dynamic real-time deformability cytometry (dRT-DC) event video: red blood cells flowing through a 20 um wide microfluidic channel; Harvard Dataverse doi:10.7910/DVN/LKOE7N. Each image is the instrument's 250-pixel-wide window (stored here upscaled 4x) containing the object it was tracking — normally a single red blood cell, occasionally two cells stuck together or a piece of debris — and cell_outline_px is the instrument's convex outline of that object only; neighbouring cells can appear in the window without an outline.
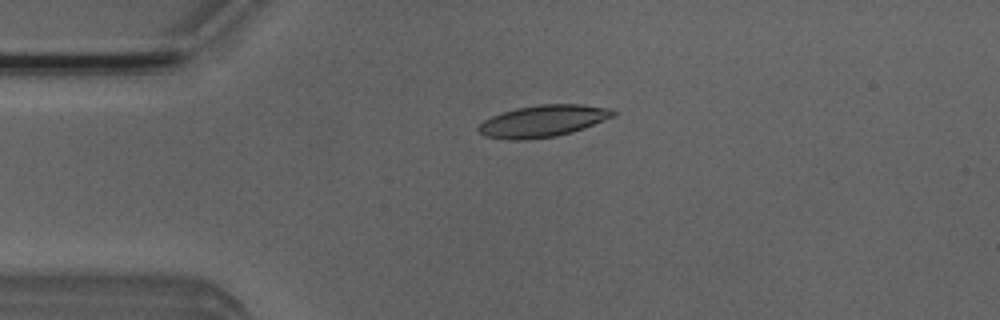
{"species": "Egyptian fruit bat (a non-hibernating species)", "species_latin": "Rousettus aegyptiacus", "temperature_condition": "room temperature", "stored_images_in_passage": 52, "camera_frame_rate_fps": 3000, "um_per_image_px": 0.085, "animal": {"sex": "male"}, "frame": {"image": 1, "passage_image": 12, "time_ms": 3.667, "image_size_px": [1000, 320], "cell_outline_px": [[616, 116], [584, 128], [572, 132], [556, 136], [528, 140], [508, 140], [484, 136], [476, 128], [484, 120], [492, 116], [516, 108], [540, 104], [584, 104], [608, 108], [616, 112]], "centroid_in_image_um": [46.16, 10.29], "position_along_channel_um": 38.8, "area_um2": 25.09}}
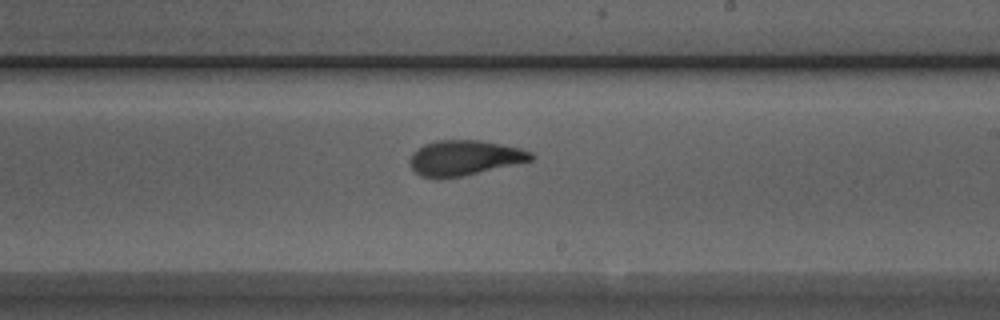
{"frame": {"image": 2, "passage_image": 30, "time_ms": 9.667, "image_size_px": [1000, 320], "cell_outline_px": [[536, 156], [532, 160], [460, 176], [420, 176], [412, 168], [408, 160], [412, 152], [424, 144], [436, 140], [480, 140], [520, 148], [532, 152]], "centroid_in_image_um": [39.47, 13.38], "position_along_channel_um": 249.5, "area_um2": 24.28}}
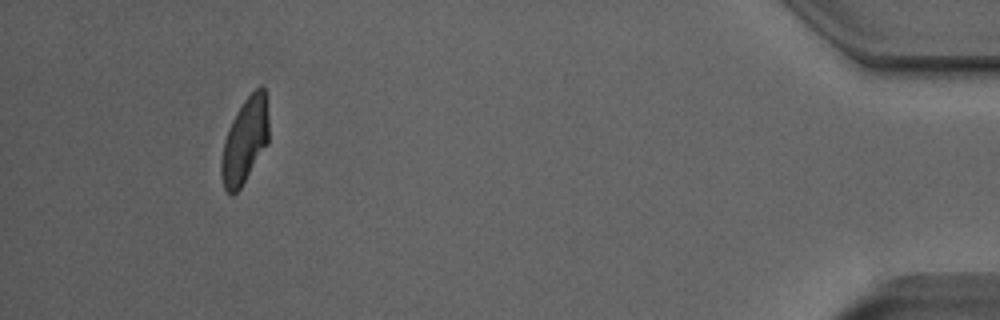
{"frame": {"image": 3, "passage_image": 48, "time_ms": 15.667, "image_size_px": [1000, 320], "cell_outline_px": [[268, 144], [240, 188], [232, 196], [224, 188], [220, 172], [220, 160], [224, 140], [228, 128], [236, 112], [244, 100], [260, 84], [264, 88], [268, 116]], "centroid_in_image_um": [20.8, 11.96], "position_along_channel_um": 414.4, "area_um2": 23.64}, "authors_computed_cell_mechanics": {"area_um2": 24.6228, "velocity_mm_per_s": 3.9651, "shape_relaxation_time_tau1_ms": 4.6406, "shape_relaxation_time_tau2_ms": 1.5661, "deformation_change_tau1": 0.1772, "deformation_change_tau2": 0.0897}}